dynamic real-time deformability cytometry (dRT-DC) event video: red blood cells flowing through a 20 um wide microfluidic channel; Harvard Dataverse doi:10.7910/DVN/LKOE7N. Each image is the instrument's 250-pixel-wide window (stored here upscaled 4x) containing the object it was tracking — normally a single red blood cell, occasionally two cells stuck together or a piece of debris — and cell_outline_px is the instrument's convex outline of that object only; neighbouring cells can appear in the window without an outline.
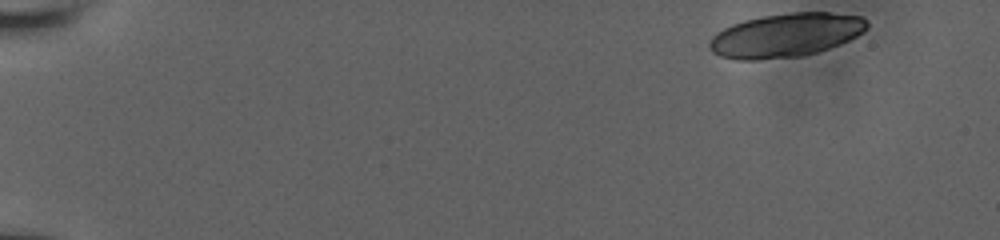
{"species": "human", "species_latin": "Homo sapiens", "temperature_condition": "room temperature", "stored_images_in_passage": 14, "camera_frame_rate_fps": 3000, "um_per_image_px": 0.085, "donor": {"sex": "male"}, "frame": {"image": 1, "passage_image": 1, "time_ms": 0.0, "image_size_px": [1000, 240], "cell_outline_px": [[868, 28], [856, 36], [840, 44], [816, 52], [800, 56], [760, 60], [736, 60], [720, 56], [712, 52], [708, 48], [708, 44], [712, 36], [716, 32], [732, 24], [744, 20], [764, 16], [792, 12], [828, 12], [860, 16], [868, 24]], "centroid_in_image_um": [66.74, 3.0], "position_along_channel_um": 18.3, "area_um2": 40.17}}
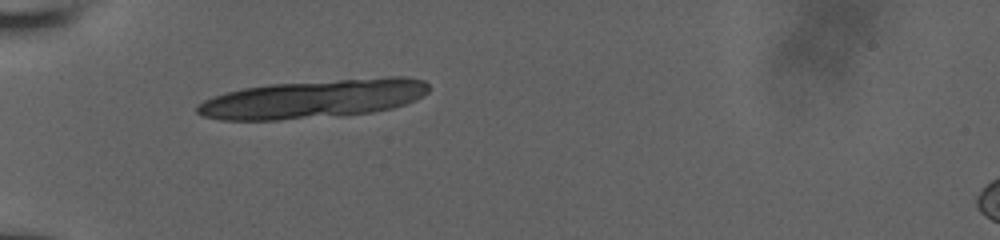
{"frame": {"image": 2, "passage_image": 9, "time_ms": 4.667, "image_size_px": [1000, 240], "cell_outline_px": [[428, 92], [404, 104], [392, 108], [372, 112], [344, 116], [280, 120], [220, 120], [200, 116], [196, 112], [196, 108], [204, 100], [212, 96], [244, 88], [268, 84], [388, 76], [404, 76], [424, 80], [428, 84]], "centroid_in_image_um": [26.63, 8.41], "position_along_channel_um": 58.4, "area_um2": 52.42}}